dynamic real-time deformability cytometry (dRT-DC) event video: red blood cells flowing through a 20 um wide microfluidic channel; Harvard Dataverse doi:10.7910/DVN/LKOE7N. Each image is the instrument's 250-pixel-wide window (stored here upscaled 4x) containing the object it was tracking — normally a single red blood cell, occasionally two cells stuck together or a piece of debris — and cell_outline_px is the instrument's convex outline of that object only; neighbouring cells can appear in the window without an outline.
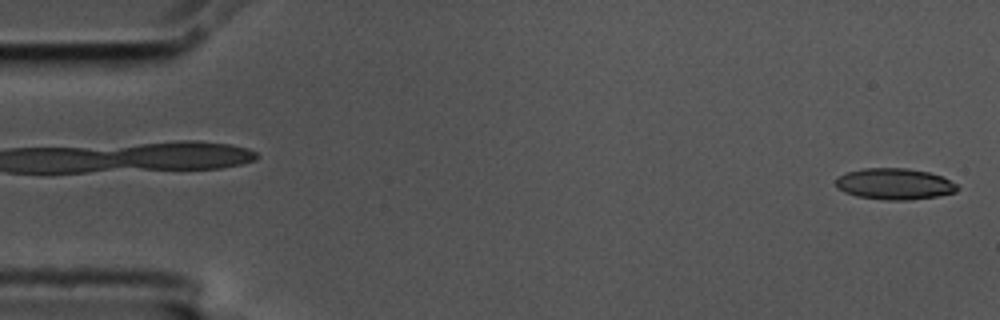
{"species": "common noctule bat (a hibernating species)", "species_latin": "Nyctalus noctula", "temperature_condition": "cold", "stored_images_in_passage": 5, "camera_frame_rate_fps": 3000, "um_per_image_px": 0.085, "animal": {"sex": "male", "body_mass_g": 17.5, "forearm_length_mm": 52.3}, "frame": {"image": 1, "passage_image": 5, "time_ms": 1.333, "image_size_px": [1000, 320], "cell_outline_px": [[960, 188], [956, 192], [936, 196], [908, 200], [884, 200], [856, 196], [844, 192], [836, 188], [836, 180], [840, 176], [848, 172], [864, 168], [908, 168], [928, 172], [940, 176], [960, 184]], "centroid_in_image_um": [76.06, 15.64], "position_along_channel_um": 8.9, "area_um2": 22.2}}